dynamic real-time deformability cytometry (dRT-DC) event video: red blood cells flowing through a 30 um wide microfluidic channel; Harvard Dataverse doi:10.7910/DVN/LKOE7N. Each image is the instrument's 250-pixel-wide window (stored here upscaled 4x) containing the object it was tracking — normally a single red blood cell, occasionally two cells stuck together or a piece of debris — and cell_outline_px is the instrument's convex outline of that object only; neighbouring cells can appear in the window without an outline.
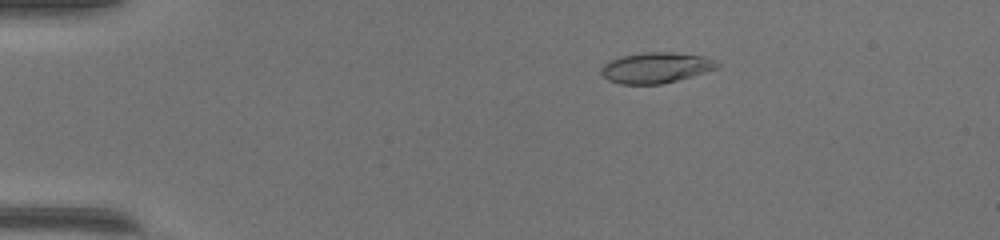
{"species": "common noctule bat (a hibernating species)", "species_latin": "Nyctalus noctula", "temperature_condition": "warm", "stored_images_in_passage": 50, "camera_frame_rate_fps": 3000, "um_per_image_px": 0.085, "animal": {"sex": "female", "body_mass_g": 17.0, "forearm_length_mm": 48.0}, "frame": {"image": 1, "passage_image": 10, "time_ms": 3.0, "image_size_px": [1000, 240], "cell_outline_px": [[720, 68], [692, 76], [660, 84], [620, 84], [608, 80], [600, 72], [600, 68], [608, 60], [620, 56], [644, 52], [672, 52], [704, 56], [716, 60], [720, 64]], "centroid_in_image_um": [55.76, 5.74], "position_along_channel_um": 29.2, "area_um2": 20.92}}
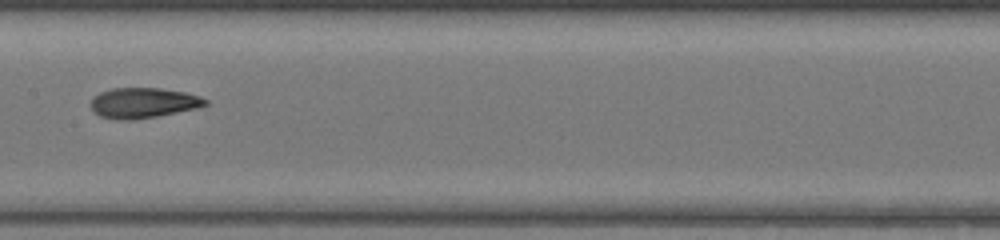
{"frame": {"image": 2, "passage_image": 27, "time_ms": 8.667, "image_size_px": [1000, 240], "cell_outline_px": [[208, 104], [196, 108], [156, 116], [132, 120], [120, 120], [100, 116], [92, 108], [92, 96], [100, 92], [112, 88], [160, 88], [184, 92], [200, 96], [208, 100]], "centroid_in_image_um": [12.17, 8.73], "position_along_channel_um": 195.2, "area_um2": 20.06}}
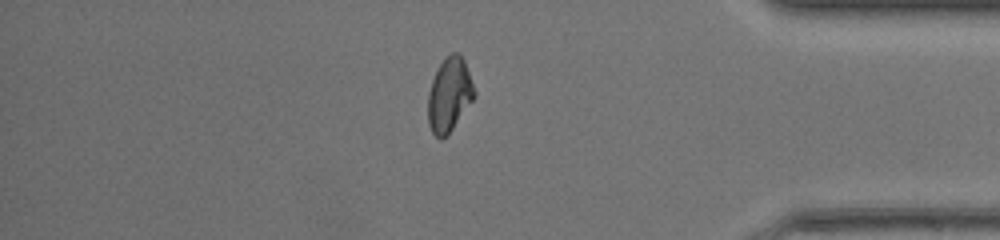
{"frame": {"image": 3, "passage_image": 43, "time_ms": 14.0, "image_size_px": [1000, 240], "cell_outline_px": [[476, 96], [452, 128], [440, 140], [432, 132], [428, 124], [428, 92], [432, 80], [440, 64], [452, 52], [456, 52], [464, 60], [476, 92]], "centroid_in_image_um": [38.19, 8.06], "position_along_channel_um": 397.0, "area_um2": 19.59}, "authors_computed_cell_mechanics": {"area_um2": 20.1722, "velocity_mm_per_s": 4.2732, "shape_relaxation_time_tau1_ms": 9.8516, "shape_relaxation_time_tau2_ms": 1.1009, "deformation_change_tau1": 0.323, "deformation_change_tau2": 0.0695}}